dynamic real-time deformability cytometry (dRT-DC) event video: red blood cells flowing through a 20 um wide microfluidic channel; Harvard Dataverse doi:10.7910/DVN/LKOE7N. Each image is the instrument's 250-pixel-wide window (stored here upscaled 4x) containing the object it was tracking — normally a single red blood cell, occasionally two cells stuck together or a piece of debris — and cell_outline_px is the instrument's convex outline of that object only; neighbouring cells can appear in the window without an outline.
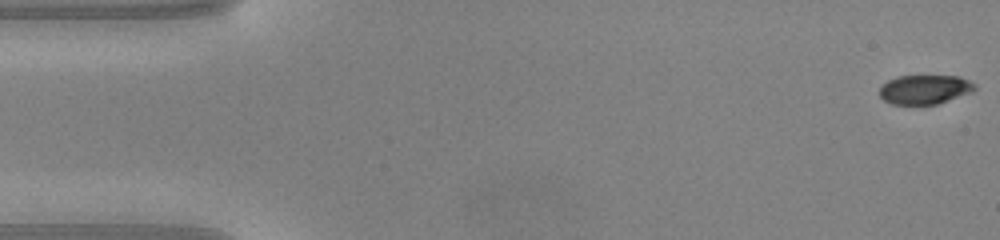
{"species": "common noctule bat (a hibernating species)", "species_latin": "Nyctalus noctula", "temperature_condition": "warm", "stored_images_in_passage": 48, "camera_frame_rate_fps": 3000, "um_per_image_px": 0.085, "animal": {"sex": "male", "body_mass_g": 20.0, "forearm_length_mm": 53.3}, "frame": {"image": 1, "passage_image": 1, "time_ms": 0.0, "image_size_px": [1000, 240], "cell_outline_px": [[976, 88], [972, 92], [936, 104], [892, 104], [884, 100], [880, 96], [880, 88], [888, 80], [896, 76], [960, 76], [976, 84]], "centroid_in_image_um": [78.61, 7.59], "position_along_channel_um": 6.4, "area_um2": 16.13}}
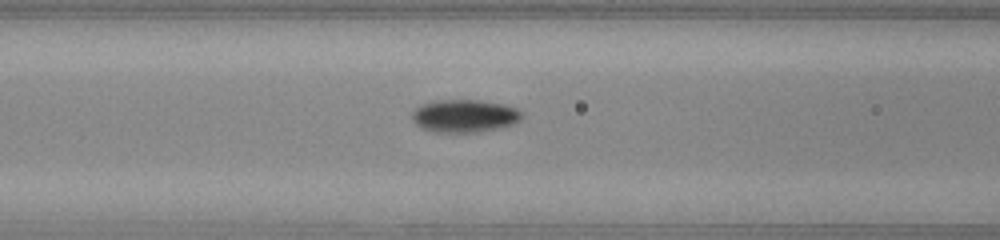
{"frame": {"image": 2, "passage_image": 19, "time_ms": 6.0, "image_size_px": [1000, 240], "cell_outline_px": [[524, 116], [516, 124], [500, 128], [476, 132], [436, 132], [420, 128], [412, 120], [412, 112], [420, 104], [436, 100], [480, 100], [504, 104], [516, 108]], "centroid_in_image_um": [39.49, 9.85], "position_along_channel_um": 127.1, "area_um2": 21.21}}
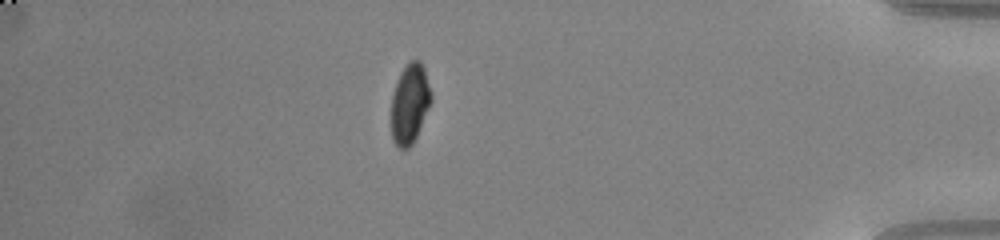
{"frame": {"image": 3, "passage_image": 42, "time_ms": 13.667, "image_size_px": [1000, 240], "cell_outline_px": [[432, 100], [416, 136], [412, 144], [408, 148], [400, 148], [392, 140], [392, 96], [396, 80], [400, 72], [408, 60], [420, 60], [424, 68], [432, 92]], "centroid_in_image_um": [34.84, 8.76], "position_along_channel_um": 400.4, "area_um2": 18.55}, "authors_computed_cell_mechanics": {"area_um2": 18.9295, "velocity_mm_per_s": 4.1839, "shape_relaxation_time_tau1_ms": 2.2067, "shape_relaxation_time_tau2_ms": 1.1982, "deformation_change_tau1": 0.1766, "deformation_change_tau2": 0.0375}}